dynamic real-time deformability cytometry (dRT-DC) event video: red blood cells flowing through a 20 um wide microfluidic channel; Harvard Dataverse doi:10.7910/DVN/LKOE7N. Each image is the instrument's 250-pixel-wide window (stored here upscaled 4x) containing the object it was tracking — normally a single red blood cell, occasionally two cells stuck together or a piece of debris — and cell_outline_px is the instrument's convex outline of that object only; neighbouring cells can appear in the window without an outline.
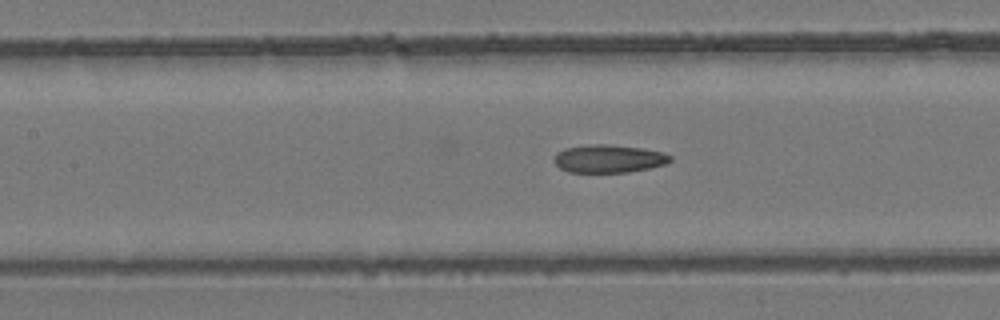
{"species": "common noctule bat (a hibernating species)", "species_latin": "Nyctalus noctula", "temperature_condition": "room temperature", "stored_images_in_passage": 40, "camera_frame_rate_fps": 3000, "um_per_image_px": 0.085, "animal": {"sex": "female", "body_mass_g": 24.6, "forearm_length_mm": 56.2}, "frame": {"image": 1, "passage_image": 23, "time_ms": 7.333, "image_size_px": [1000, 320], "cell_outline_px": [[672, 160], [664, 164], [648, 168], [628, 172], [568, 172], [560, 168], [552, 160], [556, 152], [564, 148], [592, 144], [608, 144], [640, 148], [664, 152], [672, 156]], "centroid_in_image_um": [51.71, 13.48], "position_along_channel_um": 155.7, "area_um2": 18.96}}
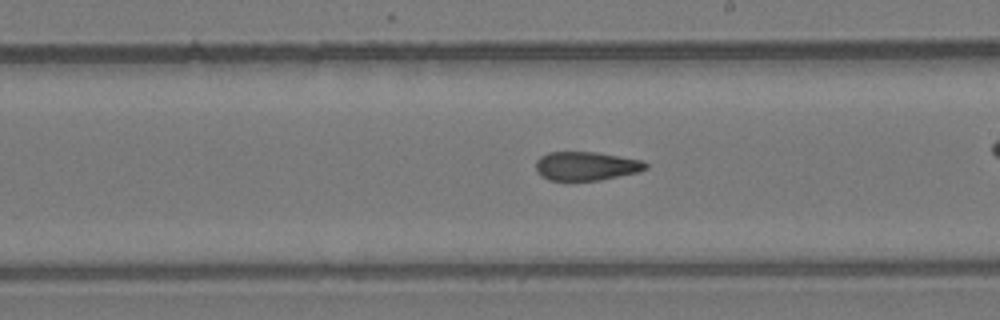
{"frame": {"image": 2, "passage_image": 29, "time_ms": 9.333, "image_size_px": [1000, 320], "cell_outline_px": [[648, 168], [640, 172], [600, 180], [548, 180], [540, 176], [536, 168], [536, 160], [540, 156], [548, 152], [596, 152], [644, 160], [648, 164]], "centroid_in_image_um": [49.85, 14.11], "position_along_channel_um": 239.1, "area_um2": 18.61}}